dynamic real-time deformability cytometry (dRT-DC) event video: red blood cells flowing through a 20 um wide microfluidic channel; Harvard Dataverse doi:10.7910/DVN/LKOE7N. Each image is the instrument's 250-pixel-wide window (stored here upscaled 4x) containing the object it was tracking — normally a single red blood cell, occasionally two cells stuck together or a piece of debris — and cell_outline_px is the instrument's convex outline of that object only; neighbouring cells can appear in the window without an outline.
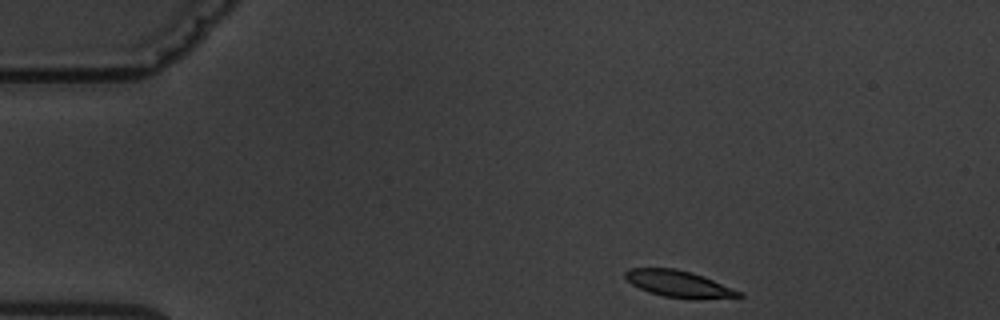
{"species": "common noctule bat (a hibernating species)", "species_latin": "Nyctalus noctula", "temperature_condition": "warm", "stored_images_in_passage": 3, "camera_frame_rate_fps": 3000, "um_per_image_px": 0.085, "animal": {"sex": "male", "body_mass_g": 19.5, "forearm_length_mm": 54.6}, "frame": {"image": 1, "passage_image": 1, "time_ms": 0.0, "image_size_px": [1000, 320], "cell_outline_px": [[744, 296], [696, 300], [692, 300], [664, 296], [648, 292], [632, 284], [624, 276], [624, 272], [628, 268], [676, 268], [692, 272], [704, 276], [744, 292]], "centroid_in_image_um": [57.74, 24.14], "position_along_channel_um": 27.3, "area_um2": 17.98}}
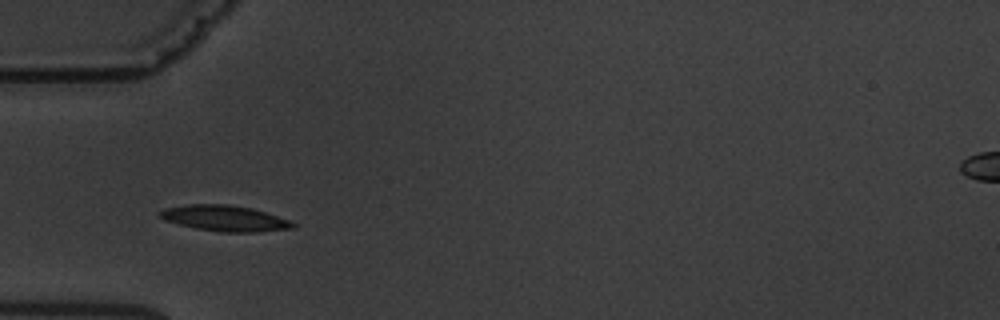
{"frame": {"image": 2, "passage_image": 3, "time_ms": 3.0, "image_size_px": [1000, 320], "cell_outline_px": [[296, 228], [256, 232], [220, 232], [196, 228], [180, 224], [168, 220], [160, 216], [156, 212], [164, 208], [188, 204], [228, 204], [252, 208], [288, 220], [296, 224]], "centroid_in_image_um": [19.11, 18.55], "position_along_channel_um": 65.9, "area_um2": 19.83}}